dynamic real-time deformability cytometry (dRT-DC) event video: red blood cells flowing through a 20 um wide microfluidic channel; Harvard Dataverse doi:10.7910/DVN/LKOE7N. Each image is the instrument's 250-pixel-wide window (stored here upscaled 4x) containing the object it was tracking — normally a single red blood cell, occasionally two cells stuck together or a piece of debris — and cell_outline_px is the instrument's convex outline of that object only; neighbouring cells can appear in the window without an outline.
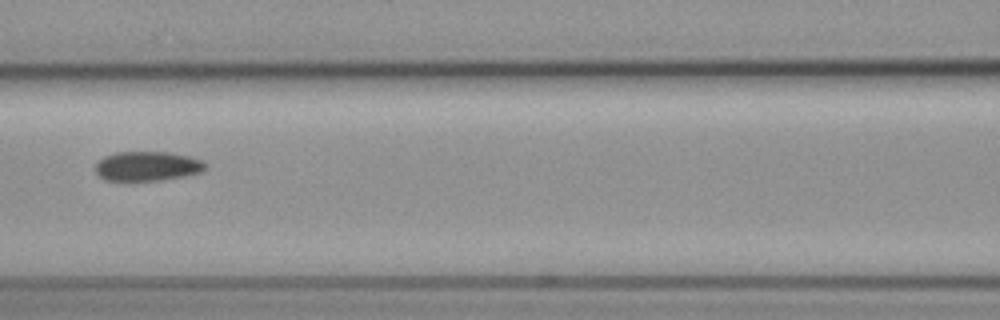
{"species": "common noctule bat (a hibernating species)", "species_latin": "Nyctalus noctula", "temperature_condition": "cold", "stored_images_in_passage": 10, "camera_frame_rate_fps": 3000, "um_per_image_px": 0.085, "animal": {"sex": "female", "body_mass_g": 19.3, "forearm_length_mm": 54.1}, "frame": {"image": 1, "passage_image": 6, "time_ms": 6.667, "image_size_px": [1000, 320], "cell_outline_px": [[208, 164], [200, 172], [184, 176], [160, 180], [104, 180], [96, 172], [96, 164], [104, 156], [116, 152], [168, 152], [188, 156], [204, 160]], "centroid_in_image_um": [12.54, 14.11], "position_along_channel_um": 154.1, "area_um2": 18.79}}
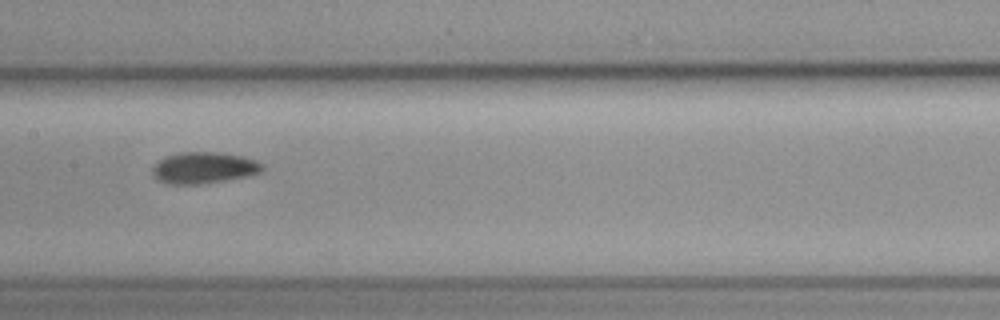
{"frame": {"image": 2, "passage_image": 7, "time_ms": 7.667, "image_size_px": [1000, 320], "cell_outline_px": [[264, 168], [260, 172], [244, 176], [224, 180], [200, 184], [168, 184], [156, 180], [152, 176], [152, 168], [164, 156], [180, 152], [224, 152], [244, 156], [256, 160], [264, 164]], "centroid_in_image_um": [17.31, 14.25], "position_along_channel_um": 190.1, "area_um2": 20.29}}